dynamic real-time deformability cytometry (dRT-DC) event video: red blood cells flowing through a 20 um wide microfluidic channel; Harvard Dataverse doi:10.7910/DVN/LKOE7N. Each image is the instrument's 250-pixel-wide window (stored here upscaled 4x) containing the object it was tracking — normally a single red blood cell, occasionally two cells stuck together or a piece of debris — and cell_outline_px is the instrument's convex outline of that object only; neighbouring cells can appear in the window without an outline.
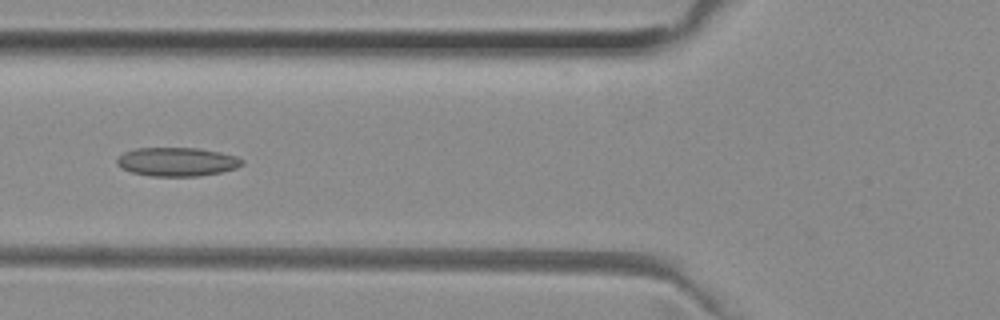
{"species": "common noctule bat (a hibernating species)", "species_latin": "Nyctalus noctula", "temperature_condition": "room temperature", "stored_images_in_passage": 32, "camera_frame_rate_fps": 3000, "um_per_image_px": 0.085, "animal": {"sex": "female", "body_mass_g": 29.2, "forearm_length_mm": 56.3}, "frame": {"image": 1, "passage_image": 5, "time_ms": 1.333, "image_size_px": [1000, 320], "cell_outline_px": [[244, 164], [236, 168], [220, 172], [200, 176], [152, 176], [132, 172], [116, 164], [116, 160], [124, 152], [136, 148], [196, 148], [220, 152], [236, 156], [244, 160]], "centroid_in_image_um": [15.07, 13.75], "position_along_channel_um": 110.7, "area_um2": 20.87}}
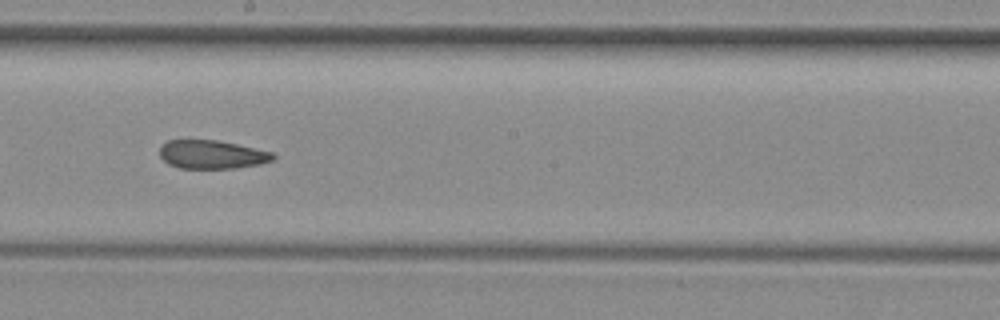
{"frame": {"image": 2, "passage_image": 14, "time_ms": 4.333, "image_size_px": [1000, 320], "cell_outline_px": [[276, 156], [272, 160], [260, 164], [236, 168], [180, 168], [168, 164], [160, 156], [160, 144], [168, 140], [216, 140], [236, 144], [272, 152]], "centroid_in_image_um": [17.98, 13.13], "position_along_channel_um": 230.2, "area_um2": 18.79}}
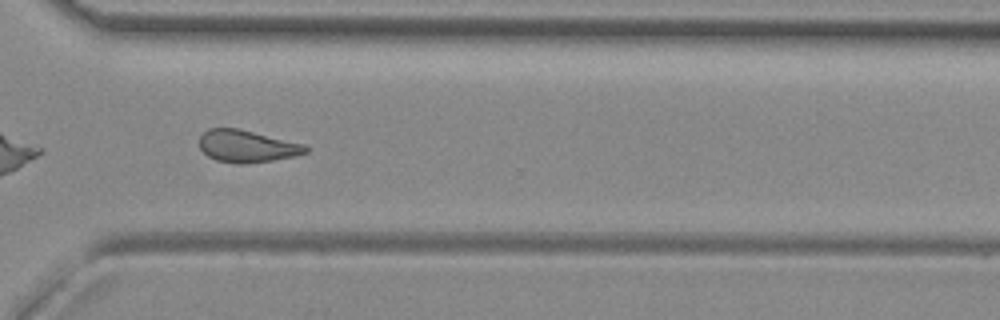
{"frame": {"image": 3, "passage_image": 23, "time_ms": 7.333, "image_size_px": [1000, 320], "cell_outline_px": [[308, 152], [296, 156], [272, 160], [244, 164], [236, 164], [216, 160], [208, 156], [200, 148], [200, 136], [208, 128], [240, 128], [304, 144], [308, 148]], "centroid_in_image_um": [20.99, 12.42], "position_along_channel_um": 349.6, "area_um2": 20.0}}